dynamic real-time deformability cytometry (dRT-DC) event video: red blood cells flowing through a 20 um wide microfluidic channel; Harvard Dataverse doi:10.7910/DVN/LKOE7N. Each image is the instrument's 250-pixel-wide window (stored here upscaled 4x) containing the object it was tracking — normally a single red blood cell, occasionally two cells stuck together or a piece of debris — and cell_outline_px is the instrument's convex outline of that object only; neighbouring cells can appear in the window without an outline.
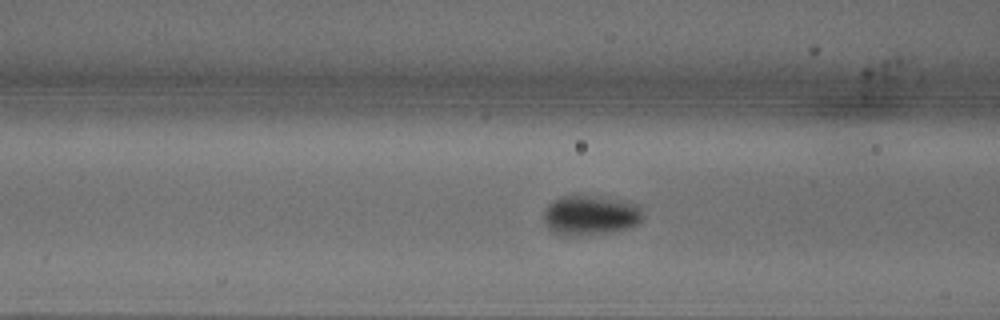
{"species": "common noctule bat (a hibernating species)", "species_latin": "Nyctalus noctula", "temperature_condition": "warm", "stored_images_in_passage": 35, "camera_frame_rate_fps": 3000, "um_per_image_px": 0.085, "animal": {"sex": "male", "body_mass_g": 18.8}, "frame": {"image": 1, "passage_image": 12, "time_ms": 3.667, "image_size_px": [1000, 320], "cell_outline_px": [[640, 224], [632, 228], [612, 232], [572, 236], [564, 236], [552, 232], [548, 228], [544, 220], [544, 208], [548, 204], [560, 196], [592, 196], [616, 200], [636, 204], [640, 208]], "centroid_in_image_um": [50.14, 18.33], "position_along_channel_um": 116.5, "area_um2": 22.89}}
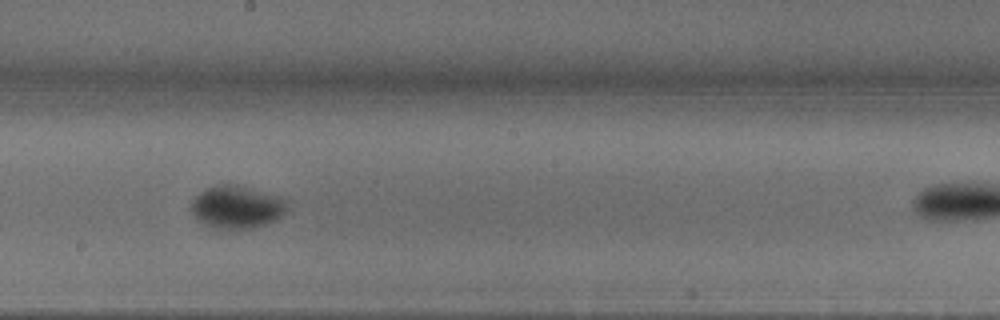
{"frame": {"image": 2, "passage_image": 21, "time_ms": 6.667, "image_size_px": [1000, 320], "cell_outline_px": [[288, 208], [276, 220], [268, 224], [256, 228], [212, 228], [196, 220], [192, 216], [188, 208], [192, 200], [200, 192], [216, 184], [236, 184], [280, 196], [288, 204]], "centroid_in_image_um": [20.08, 17.6], "position_along_channel_um": 228.1, "area_um2": 24.28}}
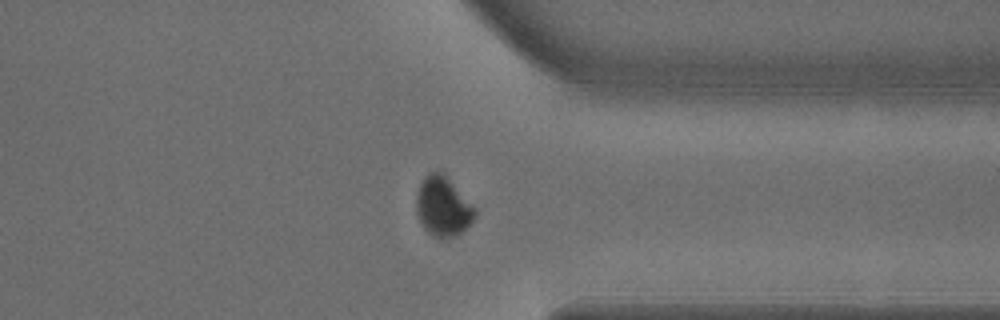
{"frame": {"image": 3, "passage_image": 33, "time_ms": 10.667, "image_size_px": [1000, 320], "cell_outline_px": [[476, 216], [456, 236], [444, 240], [432, 236], [424, 228], [416, 212], [416, 192], [424, 176], [428, 172], [436, 168], [444, 172], [476, 208]], "centroid_in_image_um": [37.63, 17.51], "position_along_channel_um": 373.8, "area_um2": 20.81}}